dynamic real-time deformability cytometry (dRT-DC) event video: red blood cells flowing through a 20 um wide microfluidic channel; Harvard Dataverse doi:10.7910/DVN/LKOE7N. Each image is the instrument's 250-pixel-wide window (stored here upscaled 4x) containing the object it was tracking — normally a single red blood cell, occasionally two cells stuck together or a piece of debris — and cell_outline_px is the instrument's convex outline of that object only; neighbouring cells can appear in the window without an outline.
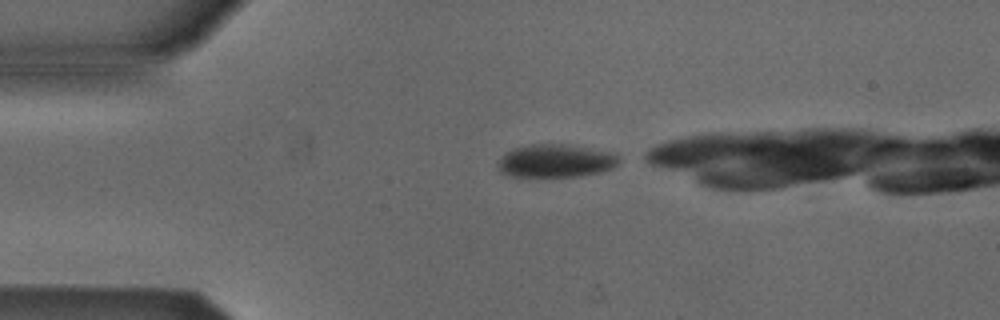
{"species": "Egyptian fruit bat (a non-hibernating species)", "species_latin": "Rousettus aegyptiacus", "temperature_condition": "cold", "stored_images_in_passage": 2, "camera_frame_rate_fps": 3000, "um_per_image_px": 0.085, "animal": {"sex": "male"}, "frame": {"image": 1, "passage_image": 1, "time_ms": 0.0, "image_size_px": [1000, 320], "cell_outline_px": [[620, 160], [612, 168], [600, 172], [576, 176], [512, 176], [500, 172], [496, 168], [496, 164], [500, 156], [504, 152], [512, 148], [532, 144], [568, 144], [616, 152], [620, 156]], "centroid_in_image_um": [47.21, 13.65], "position_along_channel_um": 37.8, "area_um2": 23.7}}